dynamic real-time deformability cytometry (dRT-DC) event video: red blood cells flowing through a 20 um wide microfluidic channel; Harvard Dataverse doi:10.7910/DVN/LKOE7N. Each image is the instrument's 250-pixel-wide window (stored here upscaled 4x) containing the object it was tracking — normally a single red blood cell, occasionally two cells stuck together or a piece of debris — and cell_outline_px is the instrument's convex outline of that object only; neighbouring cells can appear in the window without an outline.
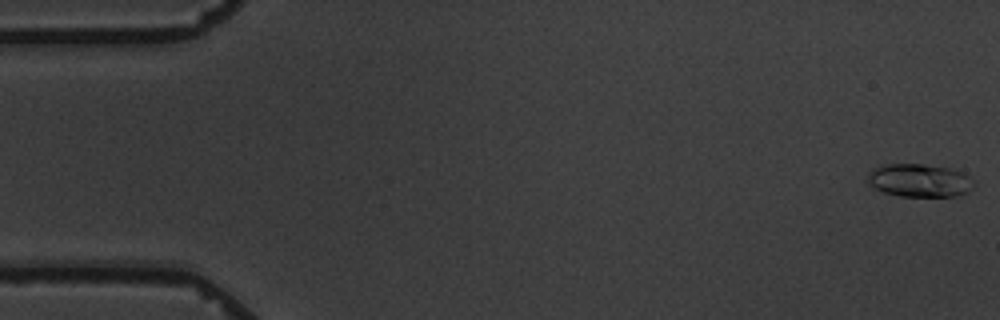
{"species": "common noctule bat (a hibernating species)", "species_latin": "Nyctalus noctula", "temperature_condition": "warm", "stored_images_in_passage": 4, "camera_frame_rate_fps": 3000, "um_per_image_px": 0.085, "animal": {"sex": "male", "body_mass_g": 19.5, "forearm_length_mm": 54.6}, "frame": {"image": 1, "passage_image": 1, "time_ms": 0.0, "image_size_px": [1000, 320], "cell_outline_px": [[976, 184], [968, 192], [956, 196], [900, 196], [884, 192], [876, 188], [868, 180], [868, 176], [876, 168], [888, 164], [924, 164], [948, 168], [964, 172], [976, 180]], "centroid_in_image_um": [78.27, 15.34], "position_along_channel_um": 6.7, "area_um2": 20.35}}